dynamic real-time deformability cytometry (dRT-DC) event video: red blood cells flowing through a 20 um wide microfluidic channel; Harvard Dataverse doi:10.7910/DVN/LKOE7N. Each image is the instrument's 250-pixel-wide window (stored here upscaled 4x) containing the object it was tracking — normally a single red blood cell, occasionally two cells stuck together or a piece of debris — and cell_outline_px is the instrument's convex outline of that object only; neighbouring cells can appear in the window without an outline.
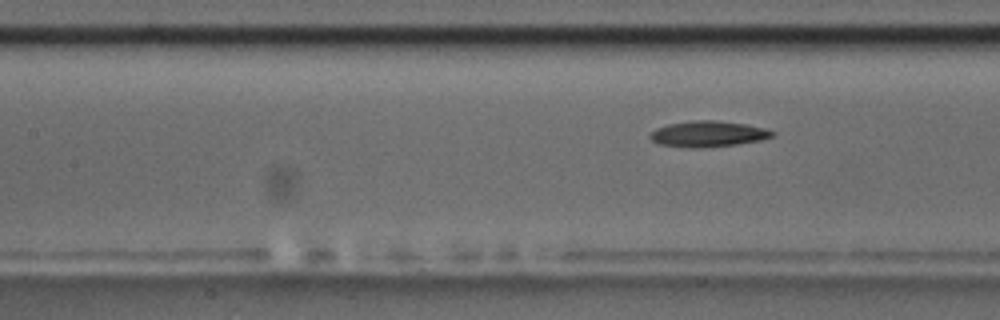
{"species": "common noctule bat (a hibernating species)", "species_latin": "Nyctalus noctula", "temperature_condition": "room temperature", "stored_images_in_passage": 9, "camera_frame_rate_fps": 3000, "um_per_image_px": 0.085, "animal": {"sex": "male", "body_mass_g": 17.5, "forearm_length_mm": 52.3}, "frame": {"image": 1, "passage_image": 9, "time_ms": 10.0, "image_size_px": [1000, 320], "cell_outline_px": [[776, 136], [760, 140], [736, 144], [700, 148], [692, 148], [660, 144], [652, 140], [648, 136], [656, 128], [668, 124], [696, 120], [716, 120], [744, 124], [764, 128], [776, 132]], "centroid_in_image_um": [60.2, 11.38], "position_along_channel_um": 147.2, "area_um2": 18.32}}